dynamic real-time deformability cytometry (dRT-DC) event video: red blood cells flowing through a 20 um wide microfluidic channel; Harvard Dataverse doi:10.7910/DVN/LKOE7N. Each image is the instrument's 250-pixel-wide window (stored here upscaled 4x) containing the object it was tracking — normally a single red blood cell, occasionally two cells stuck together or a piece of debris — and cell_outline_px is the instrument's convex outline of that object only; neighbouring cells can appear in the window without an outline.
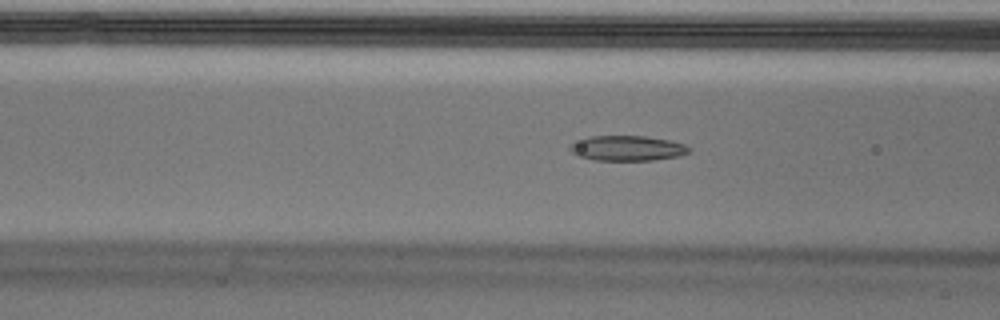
{"species": "Egyptian fruit bat (a non-hibernating species)", "species_latin": "Rousettus aegyptiacus", "temperature_condition": "cold", "stored_images_in_passage": 55, "camera_frame_rate_fps": 3000, "um_per_image_px": 0.085, "animal": {"sex": "male"}, "frame": {"image": 1, "passage_image": 21, "time_ms": 6.667, "image_size_px": [1000, 320], "cell_outline_px": [[692, 152], [680, 156], [652, 160], [596, 160], [576, 156], [568, 148], [568, 144], [588, 136], [644, 136], [668, 140], [684, 144], [692, 148]], "centroid_in_image_um": [53.31, 12.6], "position_along_channel_um": 113.3, "area_um2": 17.63}}
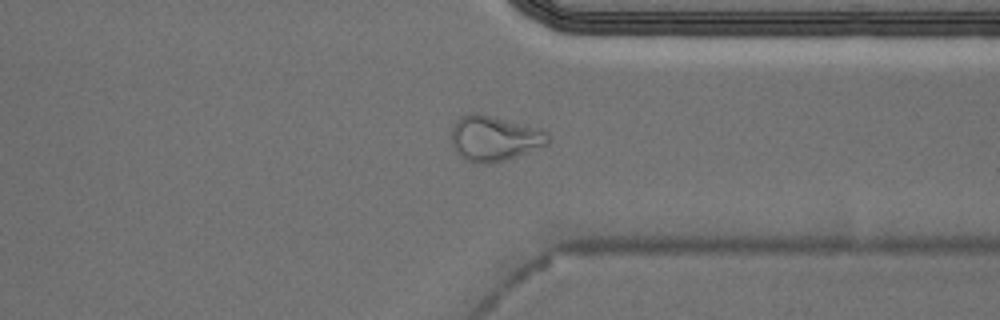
{"frame": {"image": 2, "passage_image": 42, "time_ms": 13.667, "image_size_px": [1000, 320], "cell_outline_px": [[552, 140], [548, 144], [516, 156], [492, 164], [476, 164], [464, 160], [452, 148], [452, 124], [460, 116], [468, 112], [480, 112], [544, 128], [548, 132]], "centroid_in_image_um": [42.03, 11.73], "position_along_channel_um": 369.4, "area_um2": 26.47}}
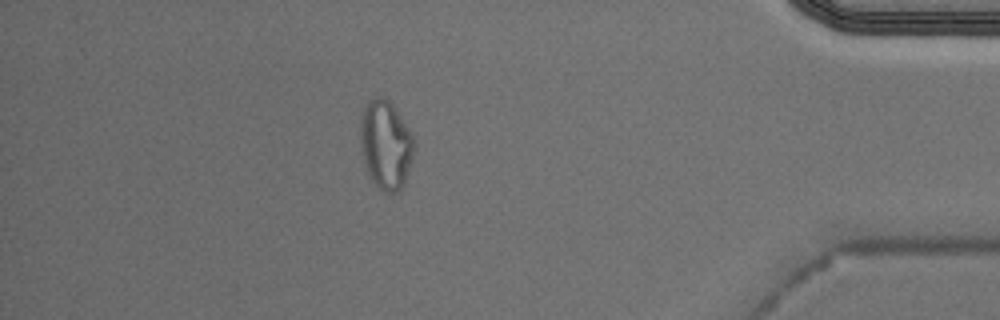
{"frame": {"image": 3, "passage_image": 48, "time_ms": 15.667, "image_size_px": [1000, 320], "cell_outline_px": [[416, 148], [404, 184], [396, 192], [384, 192], [368, 176], [364, 160], [360, 140], [360, 120], [364, 108], [368, 100], [376, 96], [380, 96], [388, 100], [392, 104], [412, 132], [416, 144]], "centroid_in_image_um": [32.81, 12.28], "position_along_channel_um": 402.4, "area_um2": 27.98}, "authors_computed_cell_mechanics": {"area_um2": 18.0336, "velocity_mm_per_s": 3.6654, "shape_relaxation_time_tau1_ms": null, "shape_relaxation_time_tau2_ms": 4.0991, "deformation_change_tau1": null, "deformation_change_tau2": 0.1085}}